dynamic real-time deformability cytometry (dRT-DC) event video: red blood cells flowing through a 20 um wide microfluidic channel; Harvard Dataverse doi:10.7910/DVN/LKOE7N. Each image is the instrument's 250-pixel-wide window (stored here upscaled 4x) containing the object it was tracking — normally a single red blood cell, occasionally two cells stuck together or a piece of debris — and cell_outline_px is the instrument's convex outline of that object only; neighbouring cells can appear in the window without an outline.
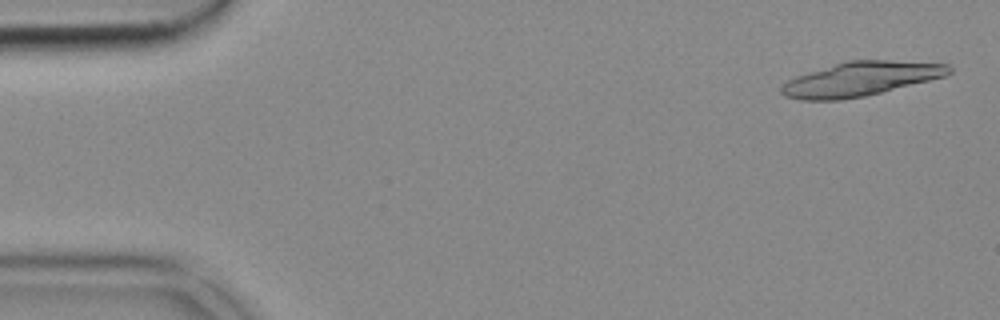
{"species": "common noctule bat (a hibernating species)", "species_latin": "Nyctalus noctula", "temperature_condition": "cold", "stored_images_in_passage": 17, "camera_frame_rate_fps": 3000, "um_per_image_px": 0.085, "animal": {"sex": "female", "body_mass_g": 18.4}, "frame": {"image": 1, "passage_image": 2, "time_ms": 0.333, "image_size_px": [1000, 320], "cell_outline_px": [[952, 72], [944, 76], [864, 96], [840, 100], [800, 100], [784, 96], [780, 92], [780, 88], [788, 80], [796, 76], [808, 72], [848, 60], [888, 60], [948, 64], [952, 68]], "centroid_in_image_um": [73.11, 6.71], "position_along_channel_um": 11.9, "area_um2": 32.95}}